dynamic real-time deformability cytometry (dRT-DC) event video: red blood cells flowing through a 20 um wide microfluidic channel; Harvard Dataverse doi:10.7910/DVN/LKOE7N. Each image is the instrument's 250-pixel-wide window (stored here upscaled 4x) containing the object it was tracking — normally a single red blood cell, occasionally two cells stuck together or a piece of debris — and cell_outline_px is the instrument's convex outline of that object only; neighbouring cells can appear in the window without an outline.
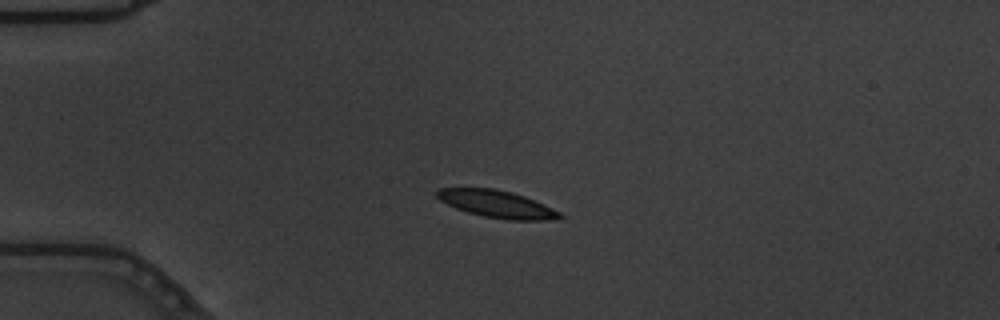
{"species": "common noctule bat (a hibernating species)", "species_latin": "Nyctalus noctula", "temperature_condition": "warm", "stored_images_in_passage": 50, "camera_frame_rate_fps": 3000, "um_per_image_px": 0.085, "animal": {"sex": "male", "body_mass_g": 19.5, "forearm_length_mm": 54.6}, "frame": {"image": 1, "passage_image": 15, "time_ms": 4.667, "image_size_px": [1000, 320], "cell_outline_px": [[564, 216], [544, 220], [508, 220], [484, 216], [468, 212], [456, 208], [440, 200], [436, 196], [436, 192], [440, 188], [492, 188], [512, 192], [524, 196], [544, 204], [560, 212]], "centroid_in_image_um": [42.22, 17.34], "position_along_channel_um": 42.8, "area_um2": 19.25}}
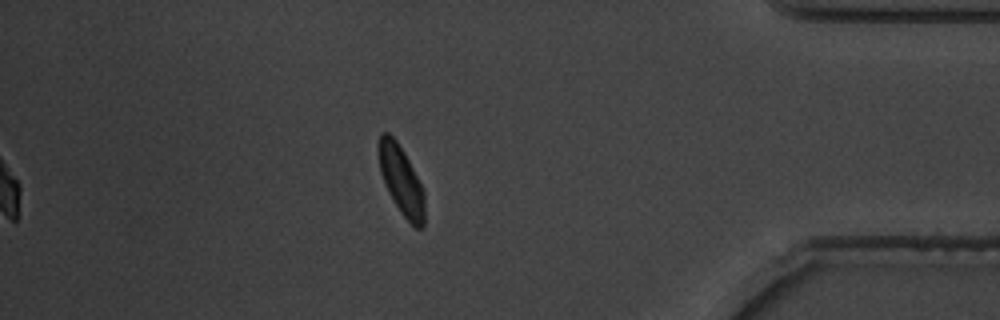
{"frame": {"image": 2, "passage_image": 50, "time_ms": 16.333, "image_size_px": [1000, 320], "cell_outline_px": [[424, 224], [420, 228], [416, 228], [400, 212], [388, 192], [384, 184], [380, 172], [376, 148], [380, 132], [388, 132], [396, 140], [404, 152], [424, 188]], "centroid_in_image_um": [34.07, 15.27], "position_along_channel_um": 401.1, "area_um2": 18.73}, "authors_computed_cell_mechanics": {"area_um2": 19.2185, "velocity_mm_per_s": 3.6196, "shape_relaxation_time_tau1_ms": 2.3911, "shape_relaxation_time_tau2_ms": 2.4, "deformation_change_tau1": 0.0995, "deformation_change_tau2": 0.0683}}